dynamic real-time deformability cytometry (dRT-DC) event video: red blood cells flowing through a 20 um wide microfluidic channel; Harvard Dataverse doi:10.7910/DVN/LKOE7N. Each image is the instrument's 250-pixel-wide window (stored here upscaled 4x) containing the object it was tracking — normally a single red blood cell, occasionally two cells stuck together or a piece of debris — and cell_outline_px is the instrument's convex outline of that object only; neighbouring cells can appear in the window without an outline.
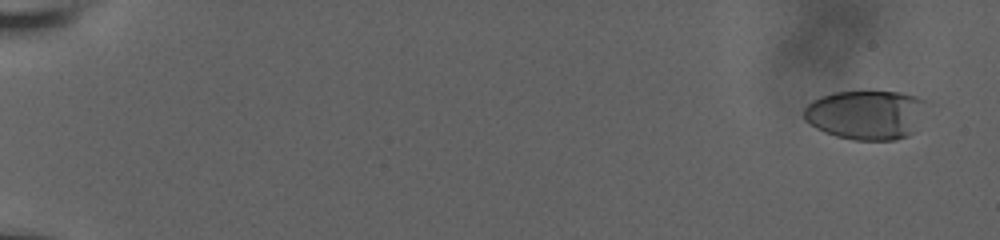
{"species": "human", "species_latin": "Homo sapiens", "temperature_condition": "room temperature", "stored_images_in_passage": 28, "camera_frame_rate_fps": 3000, "um_per_image_px": 0.085, "donor": {"sex": "male"}, "frame": {"image": 1, "passage_image": 2, "time_ms": 1.0, "image_size_px": [1000, 240], "cell_outline_px": [[932, 100], [912, 132], [908, 136], [896, 140], [856, 140], [836, 136], [824, 132], [816, 128], [804, 120], [804, 108], [812, 100], [820, 96], [832, 92], [900, 92]], "centroid_in_image_um": [73.65, 9.74], "position_along_channel_um": 11.3, "area_um2": 35.66}}
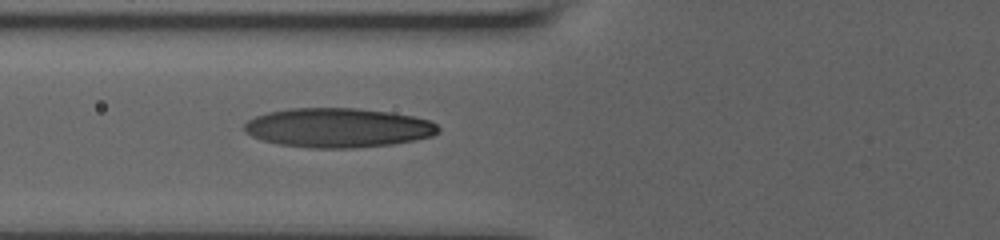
{"frame": {"image": 2, "passage_image": 17, "time_ms": 8.667, "image_size_px": [1000, 240], "cell_outline_px": [[440, 132], [432, 136], [392, 144], [356, 148], [308, 148], [280, 144], [264, 140], [252, 136], [244, 132], [244, 124], [248, 120], [256, 116], [268, 112], [288, 108], [360, 108], [416, 116], [428, 120], [436, 124], [440, 128]], "centroid_in_image_um": [28.74, 10.85], "position_along_channel_um": 97.1, "area_um2": 44.62}}
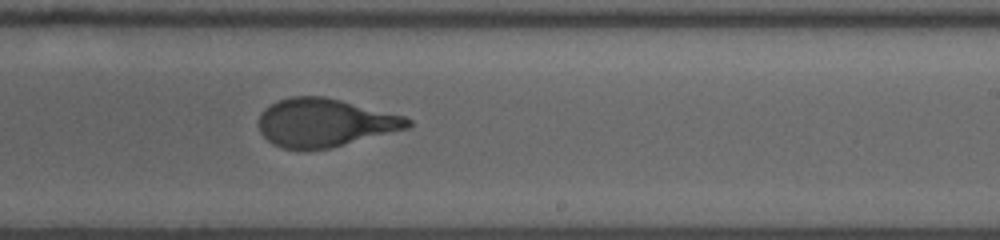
{"frame": {"image": 3, "passage_image": 28, "time_ms": 13.0, "image_size_px": [1000, 240], "cell_outline_px": [[412, 124], [408, 128], [332, 148], [308, 152], [284, 148], [272, 144], [260, 132], [256, 124], [260, 112], [264, 108], [276, 100], [292, 96], [324, 96], [404, 116], [412, 120]], "centroid_in_image_um": [27.53, 10.45], "position_along_channel_um": 261.5, "area_um2": 42.54}}